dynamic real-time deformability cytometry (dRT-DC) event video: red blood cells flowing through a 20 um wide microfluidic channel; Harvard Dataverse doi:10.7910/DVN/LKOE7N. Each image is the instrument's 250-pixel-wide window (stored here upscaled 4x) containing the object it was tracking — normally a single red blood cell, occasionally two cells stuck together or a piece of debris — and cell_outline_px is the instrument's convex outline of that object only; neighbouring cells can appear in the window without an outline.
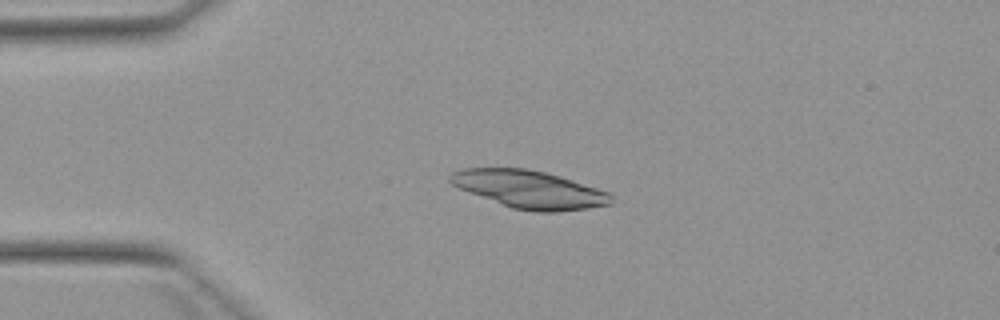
{"species": "Egyptian fruit bat (a non-hibernating species)", "species_latin": "Rousettus aegyptiacus", "temperature_condition": "warm", "stored_images_in_passage": 2, "camera_frame_rate_fps": 3000, "um_per_image_px": 0.085, "animal": {"sex": "female"}, "frame": {"image": 1, "passage_image": 1, "time_ms": 0.0, "image_size_px": [1000, 320], "cell_outline_px": [[612, 204], [588, 208], [556, 212], [536, 212], [512, 208], [468, 192], [452, 184], [448, 180], [448, 176], [452, 172], [464, 168], [524, 168], [544, 172], [560, 176], [612, 192]], "centroid_in_image_um": [45.02, 16.1], "position_along_channel_um": 40.0, "area_um2": 35.49}}